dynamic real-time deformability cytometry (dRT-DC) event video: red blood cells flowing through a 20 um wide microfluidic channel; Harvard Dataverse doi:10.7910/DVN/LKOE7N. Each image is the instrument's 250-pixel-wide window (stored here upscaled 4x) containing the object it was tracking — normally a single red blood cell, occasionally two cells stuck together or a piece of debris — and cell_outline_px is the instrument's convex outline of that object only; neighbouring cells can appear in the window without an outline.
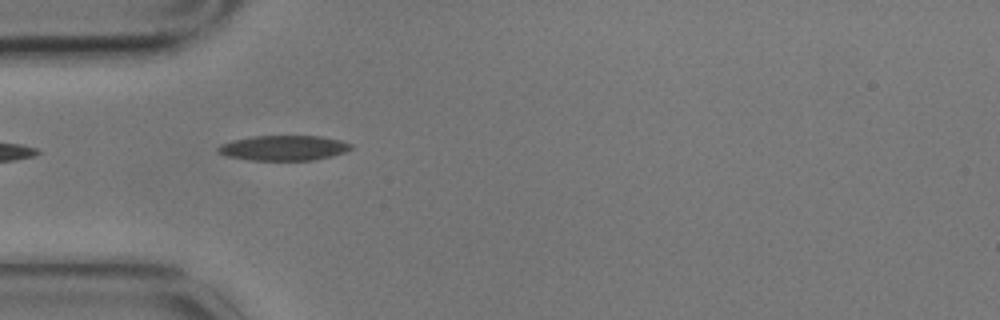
{"species": "common noctule bat (a hibernating species)", "species_latin": "Nyctalus noctula", "temperature_condition": "cold", "stored_images_in_passage": 2, "camera_frame_rate_fps": 3000, "um_per_image_px": 0.085, "animal": {"sex": "male", "body_mass_g": 17.9}, "frame": {"image": 1, "passage_image": 1, "time_ms": 0.0, "image_size_px": [1000, 320], "cell_outline_px": [[352, 148], [344, 152], [332, 156], [316, 160], [252, 160], [228, 156], [216, 152], [216, 148], [220, 144], [232, 140], [252, 136], [320, 136], [340, 140], [352, 144]], "centroid_in_image_um": [24.09, 12.57], "position_along_channel_um": 60.9, "area_um2": 19.48}}